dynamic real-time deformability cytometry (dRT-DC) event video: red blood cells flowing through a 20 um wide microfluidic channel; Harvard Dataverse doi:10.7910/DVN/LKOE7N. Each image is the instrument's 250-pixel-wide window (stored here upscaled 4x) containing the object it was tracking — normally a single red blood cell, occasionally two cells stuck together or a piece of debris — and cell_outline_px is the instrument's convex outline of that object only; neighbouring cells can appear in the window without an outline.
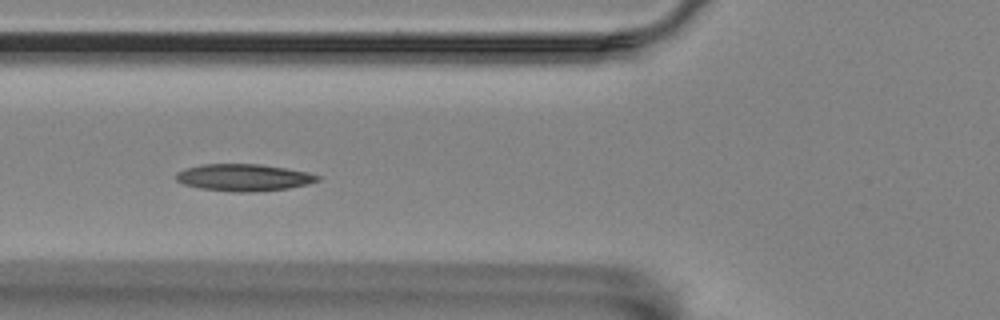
{"species": "Egyptian fruit bat (a non-hibernating species)", "species_latin": "Rousettus aegyptiacus", "temperature_condition": "room temperature", "stored_images_in_passage": 9, "camera_frame_rate_fps": 3000, "um_per_image_px": 0.085, "animal": {"sex": "female"}, "frame": {"image": 1, "passage_image": 6, "time_ms": 5.667, "image_size_px": [1000, 320], "cell_outline_px": [[320, 180], [308, 184], [288, 188], [252, 192], [232, 192], [200, 188], [184, 184], [176, 180], [176, 172], [188, 168], [204, 164], [260, 164], [308, 172], [320, 176]], "centroid_in_image_um": [20.73, 15.09], "position_along_channel_um": 105.1, "area_um2": 22.14}}
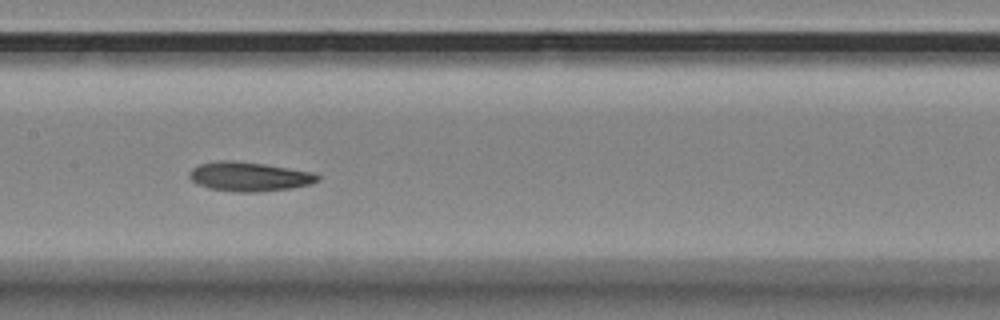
{"frame": {"image": 2, "passage_image": 8, "time_ms": 8.0, "image_size_px": [1000, 320], "cell_outline_px": [[320, 180], [308, 184], [292, 188], [256, 192], [236, 192], [208, 188], [196, 184], [188, 176], [188, 172], [192, 168], [200, 164], [216, 160], [232, 160], [264, 164], [312, 172], [320, 176]], "centroid_in_image_um": [21.13, 15.01], "position_along_channel_um": 186.3, "area_um2": 21.91}}
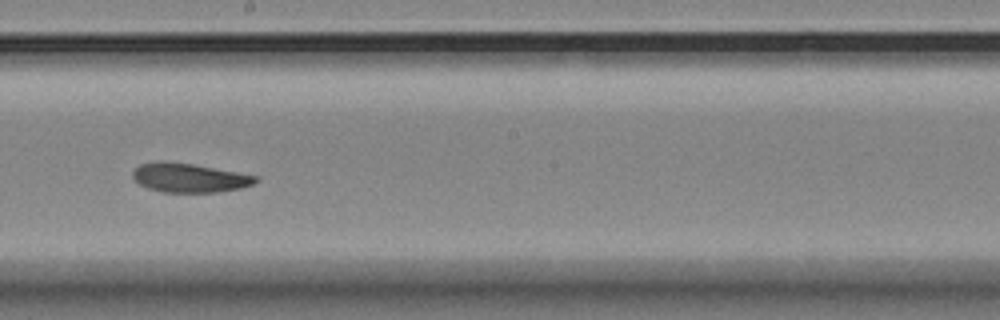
{"frame": {"image": 3, "passage_image": 9, "time_ms": 9.333, "image_size_px": [1000, 320], "cell_outline_px": [[260, 180], [252, 184], [240, 188], [216, 192], [160, 192], [148, 188], [140, 184], [132, 176], [132, 172], [140, 164], [160, 160], [164, 160], [192, 164], [236, 172], [256, 176]], "centroid_in_image_um": [16.05, 15.1], "position_along_channel_um": 232.1, "area_um2": 20.69}}